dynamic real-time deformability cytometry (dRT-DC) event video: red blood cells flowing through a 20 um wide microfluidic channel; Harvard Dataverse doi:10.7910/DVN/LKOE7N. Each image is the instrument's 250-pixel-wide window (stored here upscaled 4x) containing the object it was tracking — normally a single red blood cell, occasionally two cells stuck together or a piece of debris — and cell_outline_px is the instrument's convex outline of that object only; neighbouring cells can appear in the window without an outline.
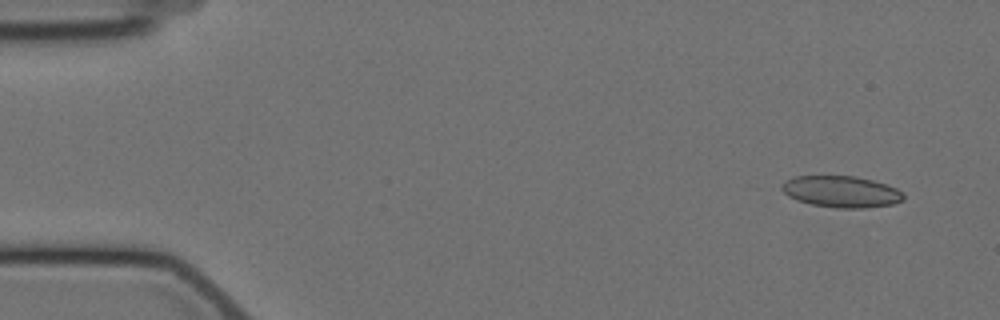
{"species": "Egyptian fruit bat (a non-hibernating species)", "species_latin": "Rousettus aegyptiacus", "temperature_condition": "cold", "stored_images_in_passage": 18, "camera_frame_rate_fps": 3000, "um_per_image_px": 0.085, "animal": {"sex": "female"}, "frame": {"image": 1, "passage_image": 2, "time_ms": 0.333, "image_size_px": [1000, 320], "cell_outline_px": [[904, 200], [892, 204], [864, 208], [836, 208], [812, 204], [796, 200], [788, 196], [780, 188], [780, 184], [792, 176], [856, 176], [872, 180], [896, 188], [904, 196]], "centroid_in_image_um": [71.46, 16.29], "position_along_channel_um": 13.5, "area_um2": 22.31}}
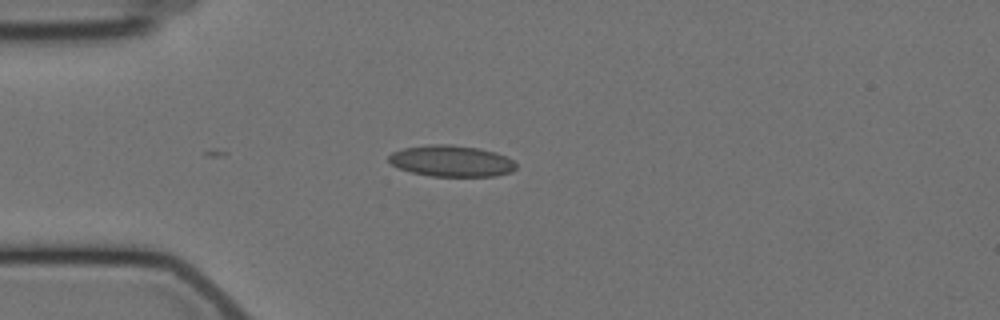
{"frame": {"image": 2, "passage_image": 13, "time_ms": 4.0, "image_size_px": [1000, 320], "cell_outline_px": [[516, 168], [512, 172], [496, 176], [432, 176], [412, 172], [400, 168], [392, 164], [388, 160], [388, 156], [392, 152], [404, 148], [428, 144], [452, 144], [480, 148], [496, 152], [512, 160], [516, 164]], "centroid_in_image_um": [38.38, 13.67], "position_along_channel_um": 46.6, "area_um2": 23.24}}
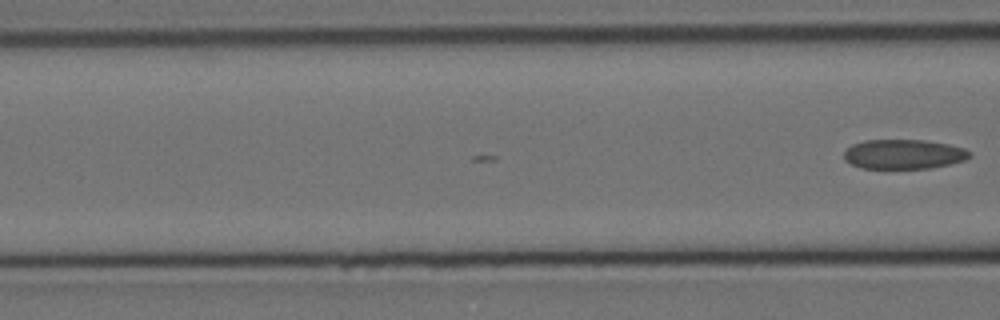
{"frame": {"image": 3, "passage_image": 18, "time_ms": 5.667, "image_size_px": [1000, 320], "cell_outline_px": [[972, 156], [964, 160], [948, 164], [928, 168], [860, 168], [844, 160], [844, 152], [852, 144], [864, 140], [924, 140], [948, 144], [964, 148], [972, 152]], "centroid_in_image_um": [76.81, 13.1], "position_along_channel_um": 89.8, "area_um2": 21.62}}